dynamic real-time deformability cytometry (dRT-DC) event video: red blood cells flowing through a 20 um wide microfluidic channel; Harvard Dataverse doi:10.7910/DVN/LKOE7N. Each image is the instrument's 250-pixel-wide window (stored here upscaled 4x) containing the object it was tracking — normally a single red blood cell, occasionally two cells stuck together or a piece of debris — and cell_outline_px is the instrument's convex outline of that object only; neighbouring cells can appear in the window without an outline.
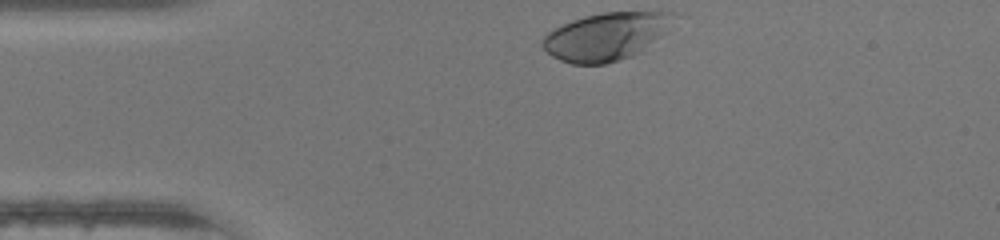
{"species": "human", "species_latin": "Homo sapiens", "temperature_condition": "warm", "stored_images_in_passage": 28, "camera_frame_rate_fps": 3000, "um_per_image_px": 0.085, "donor": {"sex": "female"}, "frame": {"image": 1, "passage_image": 1, "time_ms": 0.0, "image_size_px": [1000, 240], "cell_outline_px": [[672, 12], [668, 32], [640, 52], [632, 56], [620, 60], [604, 64], [572, 64], [560, 60], [552, 56], [540, 44], [540, 40], [548, 32], [572, 20], [584, 16], [604, 12]], "centroid_in_image_um": [51.48, 3.11], "position_along_channel_um": 33.5, "area_um2": 36.24}}
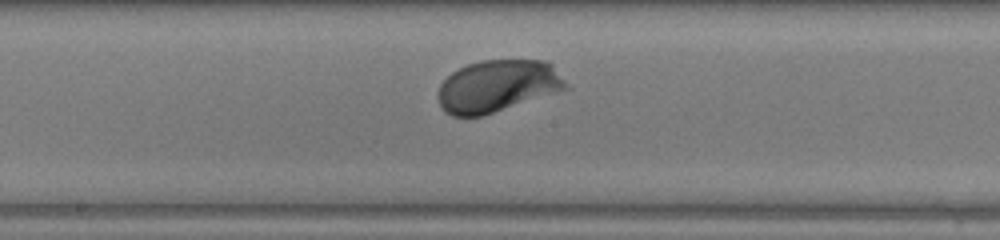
{"frame": {"image": 2, "passage_image": 16, "time_ms": 5.0, "image_size_px": [1000, 240], "cell_outline_px": [[572, 88], [480, 116], [452, 116], [444, 112], [436, 96], [436, 92], [440, 84], [452, 72], [468, 64], [480, 60], [544, 60], [552, 64]], "centroid_in_image_um": [42.3, 7.31], "position_along_channel_um": 205.9, "area_um2": 39.02}}
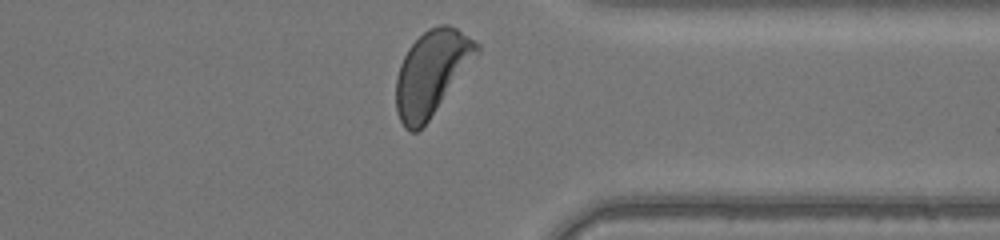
{"frame": {"image": 3, "passage_image": 28, "time_ms": 9.0, "image_size_px": [1000, 240], "cell_outline_px": [[480, 52], [428, 120], [416, 132], [408, 132], [404, 128], [396, 112], [396, 76], [400, 64], [408, 48], [428, 28], [440, 24], [448, 24], [456, 28], [480, 44]], "centroid_in_image_um": [36.67, 6.18], "position_along_channel_um": 374.7, "area_um2": 39.42}, "authors_computed_cell_mechanics": {"area_um2": 37.4255, "velocity_mm_per_s": 4.3553, "shape_relaxation_time_tau1_ms": 1.1664, "shape_relaxation_time_tau2_ms": null, "deformation_change_tau1": 0.1328, "deformation_change_tau2": null}}